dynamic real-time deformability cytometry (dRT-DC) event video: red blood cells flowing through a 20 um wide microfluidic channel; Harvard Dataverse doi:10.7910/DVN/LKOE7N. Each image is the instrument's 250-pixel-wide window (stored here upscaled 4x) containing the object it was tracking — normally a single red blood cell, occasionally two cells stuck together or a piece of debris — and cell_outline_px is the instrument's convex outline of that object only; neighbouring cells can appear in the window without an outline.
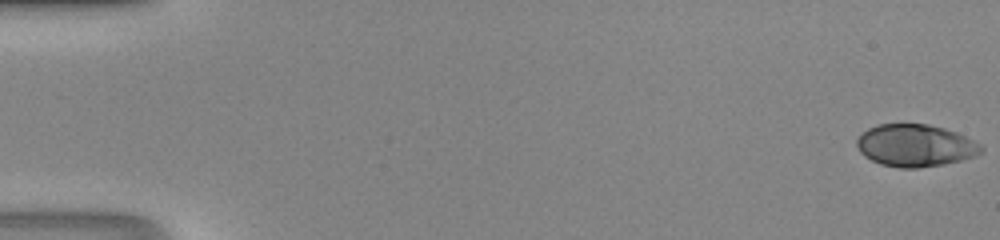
{"species": "human", "species_latin": "Homo sapiens", "temperature_condition": "room temperature", "stored_images_in_passage": 48, "camera_frame_rate_fps": 3000, "um_per_image_px": 0.085, "donor": {"sex": "male"}, "frame": {"image": 1, "passage_image": 1, "time_ms": 0.0, "image_size_px": [1000, 240], "cell_outline_px": [[984, 152], [976, 156], [944, 164], [916, 168], [900, 168], [880, 164], [864, 156], [860, 152], [856, 144], [856, 140], [868, 128], [876, 124], [928, 124], [944, 128], [956, 132], [980, 144], [984, 148]], "centroid_in_image_um": [77.81, 12.37], "position_along_channel_um": 7.2, "area_um2": 30.63}}
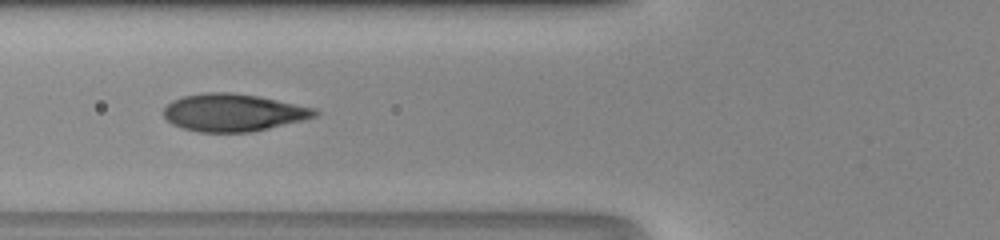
{"frame": {"image": 2, "passage_image": 20, "time_ms": 6.333, "image_size_px": [1000, 240], "cell_outline_px": [[320, 112], [316, 116], [304, 120], [268, 128], [248, 132], [200, 132], [184, 128], [172, 124], [164, 116], [164, 108], [172, 100], [184, 96], [208, 92], [232, 92], [256, 96], [316, 108]], "centroid_in_image_um": [19.83, 9.56], "position_along_channel_um": 106.0, "area_um2": 32.77}}
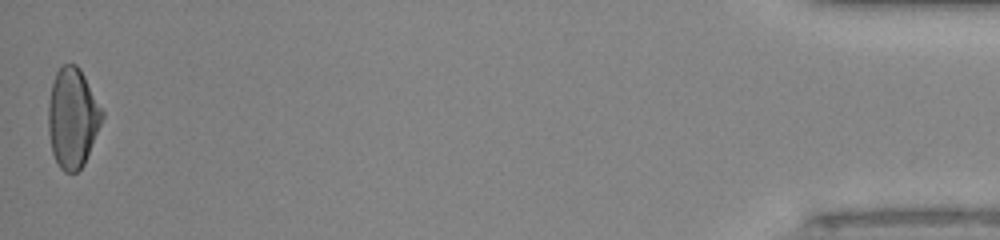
{"frame": {"image": 3, "passage_image": 48, "time_ms": 15.667, "image_size_px": [1000, 240], "cell_outline_px": [[104, 116], [84, 164], [76, 172], [64, 172], [60, 168], [52, 152], [48, 132], [48, 100], [52, 84], [56, 72], [64, 64], [76, 64], [80, 68], [104, 112]], "centroid_in_image_um": [6.16, 10.01], "position_along_channel_um": 429.0, "area_um2": 31.21}}